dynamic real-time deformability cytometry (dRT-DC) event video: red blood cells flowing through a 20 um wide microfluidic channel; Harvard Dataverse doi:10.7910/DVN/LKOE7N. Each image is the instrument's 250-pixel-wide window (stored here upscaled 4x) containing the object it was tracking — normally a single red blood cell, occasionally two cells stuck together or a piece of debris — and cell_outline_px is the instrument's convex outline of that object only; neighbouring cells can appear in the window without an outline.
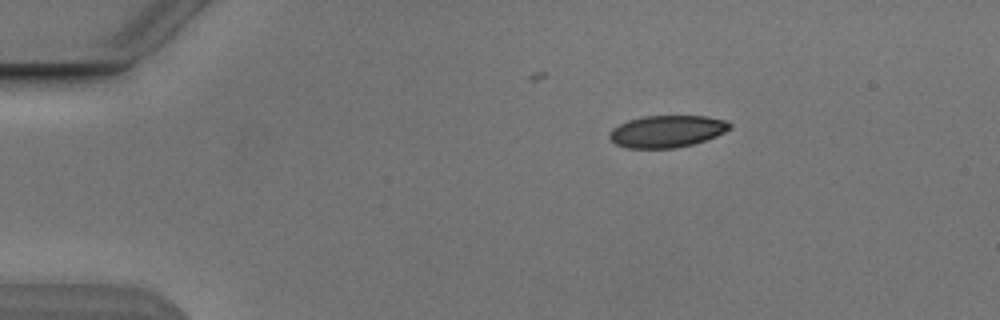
{"species": "Egyptian fruit bat (a non-hibernating species)", "species_latin": "Rousettus aegyptiacus", "temperature_condition": "cold", "stored_images_in_passage": 3, "camera_frame_rate_fps": 3000, "um_per_image_px": 0.085, "animal": {"sex": "male"}, "frame": {"image": 1, "passage_image": 1, "time_ms": 0.0, "image_size_px": [1000, 320], "cell_outline_px": [[732, 128], [716, 136], [692, 144], [672, 148], [628, 148], [616, 144], [608, 136], [608, 132], [612, 128], [628, 120], [644, 116], [708, 116], [724, 120], [732, 124]], "centroid_in_image_um": [56.68, 11.15], "position_along_channel_um": 28.3, "area_um2": 22.37}}